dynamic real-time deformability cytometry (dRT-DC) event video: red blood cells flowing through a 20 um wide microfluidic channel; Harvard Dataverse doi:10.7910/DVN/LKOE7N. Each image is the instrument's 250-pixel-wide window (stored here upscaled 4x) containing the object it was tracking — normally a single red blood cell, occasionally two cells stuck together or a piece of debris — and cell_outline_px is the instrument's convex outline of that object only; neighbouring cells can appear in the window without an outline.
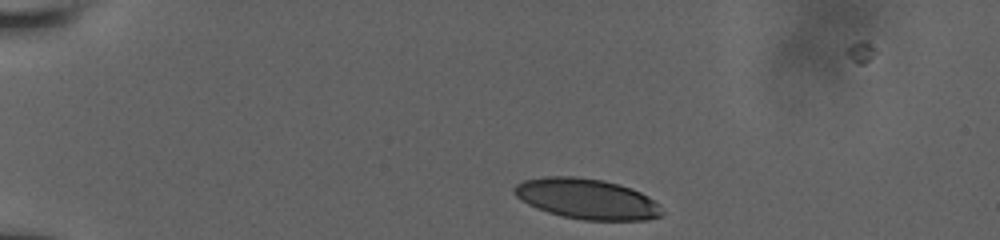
{"species": "human", "species_latin": "Homo sapiens", "temperature_condition": "room temperature", "stored_images_in_passage": 8, "camera_frame_rate_fps": 3000, "um_per_image_px": 0.085, "donor": {"sex": "male"}, "frame": {"image": 1, "passage_image": 2, "time_ms": 1.333, "image_size_px": [1000, 240], "cell_outline_px": [[664, 212], [660, 216], [648, 220], [584, 220], [564, 216], [548, 212], [536, 208], [520, 200], [512, 192], [512, 188], [516, 184], [524, 180], [544, 176], [576, 176], [604, 180], [620, 184], [632, 188], [648, 196], [660, 204]], "centroid_in_image_um": [49.88, 16.89], "position_along_channel_um": 35.1, "area_um2": 35.14}}
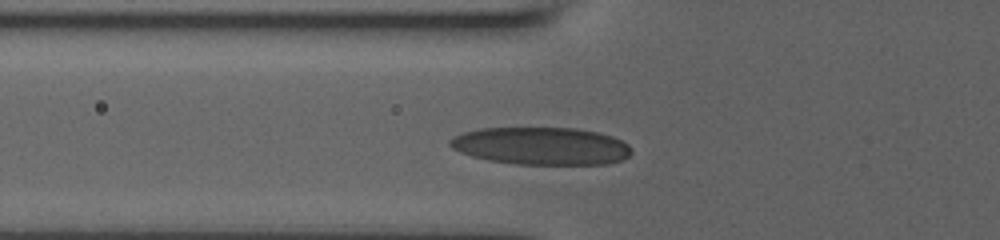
{"frame": {"image": 2, "passage_image": 6, "time_ms": 4.333, "image_size_px": [1000, 240], "cell_outline_px": [[632, 152], [624, 160], [608, 164], [516, 164], [488, 160], [472, 156], [460, 152], [452, 148], [448, 144], [448, 140], [464, 132], [480, 128], [576, 128], [596, 132], [612, 136], [628, 144], [632, 148]], "centroid_in_image_um": [46.02, 12.41], "position_along_channel_um": 79.8, "area_um2": 39.82}}
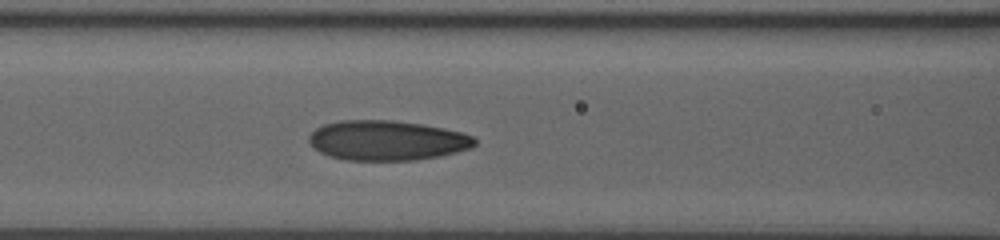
{"frame": {"image": 3, "passage_image": 8, "time_ms": 5.667, "image_size_px": [1000, 240], "cell_outline_px": [[476, 144], [472, 148], [440, 156], [416, 160], [344, 160], [328, 156], [312, 148], [308, 144], [308, 136], [316, 128], [324, 124], [340, 120], [392, 120], [420, 124], [444, 128], [460, 132], [472, 136], [476, 140]], "centroid_in_image_um": [32.85, 11.94], "position_along_channel_um": 133.7, "area_um2": 38.78}}